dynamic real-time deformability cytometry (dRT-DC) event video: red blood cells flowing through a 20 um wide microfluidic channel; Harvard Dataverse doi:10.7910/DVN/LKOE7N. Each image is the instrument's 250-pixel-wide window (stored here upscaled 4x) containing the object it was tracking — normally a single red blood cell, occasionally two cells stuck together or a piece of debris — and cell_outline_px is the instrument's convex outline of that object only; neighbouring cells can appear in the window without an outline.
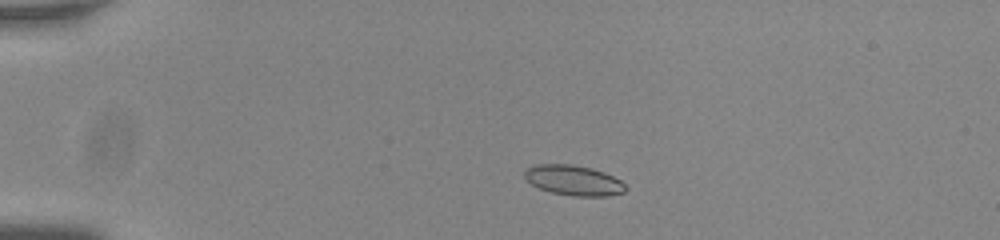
{"species": "common noctule bat (a hibernating species)", "species_latin": "Nyctalus noctula", "temperature_condition": "room temperature", "stored_images_in_passage": 51, "camera_frame_rate_fps": 3000, "um_per_image_px": 0.085, "animal": {"sex": "male", "body_mass_g": 20.0, "forearm_length_mm": 53.3}, "frame": {"image": 1, "passage_image": 8, "time_ms": 2.333, "image_size_px": [1000, 240], "cell_outline_px": [[628, 188], [624, 192], [608, 196], [572, 196], [552, 192], [540, 188], [532, 184], [524, 176], [524, 172], [528, 168], [536, 164], [572, 164], [592, 168], [604, 172], [620, 180]], "centroid_in_image_um": [48.78, 15.32], "position_along_channel_um": 36.2, "area_um2": 17.69}}
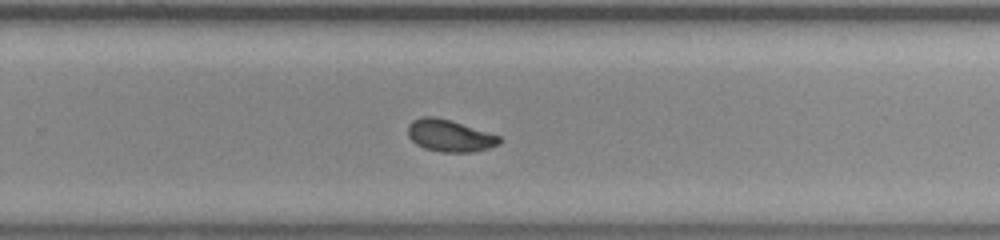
{"frame": {"image": 2, "passage_image": 33, "time_ms": 10.667, "image_size_px": [1000, 240], "cell_outline_px": [[500, 144], [488, 148], [472, 152], [440, 152], [424, 148], [416, 144], [408, 136], [408, 124], [412, 120], [420, 116], [436, 116], [452, 120], [500, 136]], "centroid_in_image_um": [38.19, 11.52], "position_along_channel_um": 291.6, "area_um2": 17.22}}
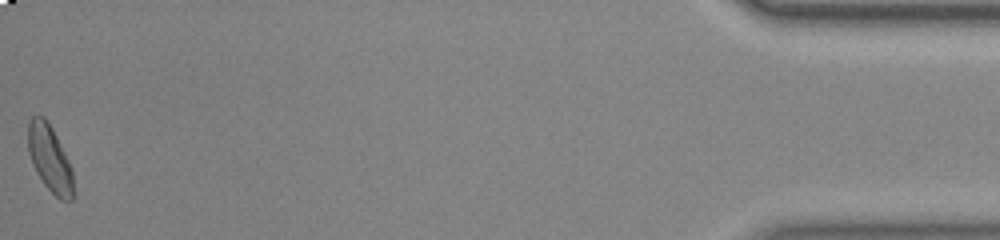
{"frame": {"image": 3, "passage_image": 51, "time_ms": 16.667, "image_size_px": [1000, 240], "cell_outline_px": [[72, 200], [60, 200], [44, 184], [36, 172], [32, 164], [28, 152], [28, 120], [32, 116], [44, 116], [52, 128], [72, 168]], "centroid_in_image_um": [4.2, 13.45], "position_along_channel_um": 431.0, "area_um2": 17.34}, "authors_computed_cell_mechanics": {"area_um2": 17.2244, "velocity_mm_per_s": 3.7534, "shape_relaxation_time_tau1_ms": null, "shape_relaxation_time_tau2_ms": 1.2387, "deformation_change_tau1": null, "deformation_change_tau2": 0.0586}}